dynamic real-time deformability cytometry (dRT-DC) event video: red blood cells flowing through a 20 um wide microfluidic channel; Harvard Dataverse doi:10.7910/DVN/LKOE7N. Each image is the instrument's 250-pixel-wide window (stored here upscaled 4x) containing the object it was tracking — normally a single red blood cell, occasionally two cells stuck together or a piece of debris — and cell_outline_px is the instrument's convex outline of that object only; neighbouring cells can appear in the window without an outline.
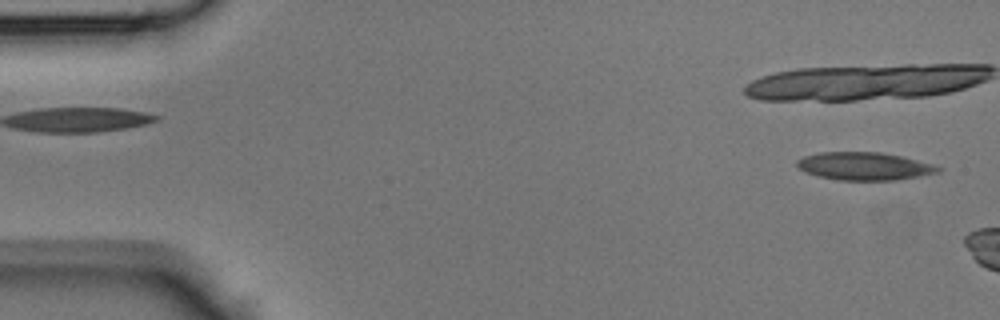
{"species": "Egyptian fruit bat (a non-hibernating species)", "species_latin": "Rousettus aegyptiacus", "temperature_condition": "room temperature", "stored_images_in_passage": 6, "camera_frame_rate_fps": 3000, "um_per_image_px": 0.085, "animal": {"sex": "male"}, "frame": {"image": 1, "passage_image": 2, "time_ms": 0.333, "image_size_px": [1000, 320], "cell_outline_px": [[944, 168], [940, 172], [896, 180], [840, 180], [820, 176], [808, 172], [800, 168], [796, 164], [796, 160], [804, 156], [820, 152], [880, 152], [900, 156], [932, 164]], "centroid_in_image_um": [73.49, 14.12], "position_along_channel_um": 11.5, "area_um2": 22.66}}